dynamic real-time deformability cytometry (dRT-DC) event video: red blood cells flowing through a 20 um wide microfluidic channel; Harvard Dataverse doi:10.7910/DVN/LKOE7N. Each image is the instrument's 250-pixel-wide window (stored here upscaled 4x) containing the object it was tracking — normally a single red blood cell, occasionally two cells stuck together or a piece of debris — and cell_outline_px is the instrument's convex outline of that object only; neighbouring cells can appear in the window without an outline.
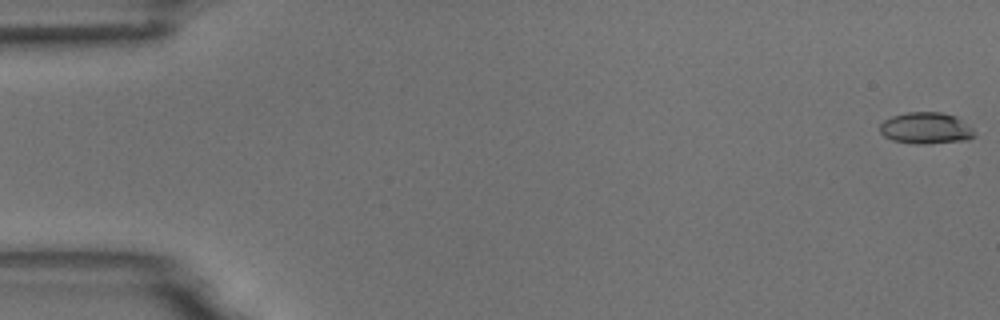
{"species": "common noctule bat (a hibernating species)", "species_latin": "Nyctalus noctula", "temperature_condition": "room temperature", "stored_images_in_passage": 5, "camera_frame_rate_fps": 3000, "um_per_image_px": 0.085, "animal": {"sex": "male", "body_mass_g": 18.8}, "frame": {"image": 1, "passage_image": 1, "time_ms": 0.0, "image_size_px": [1000, 320], "cell_outline_px": [[976, 136], [968, 140], [928, 144], [916, 144], [892, 140], [884, 136], [880, 132], [880, 124], [884, 120], [892, 116], [908, 112], [940, 112], [956, 116], [972, 128], [976, 132]], "centroid_in_image_um": [78.72, 10.9], "position_along_channel_um": 6.3, "area_um2": 17.51}}
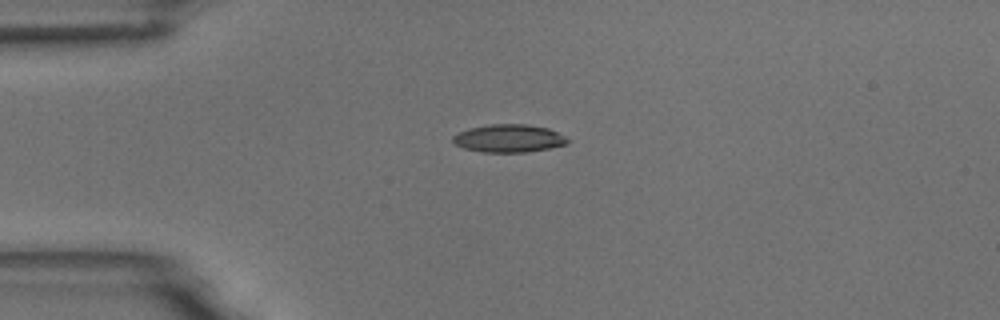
{"frame": {"image": 2, "passage_image": 4, "time_ms": 4.333, "image_size_px": [1000, 320], "cell_outline_px": [[572, 140], [568, 144], [548, 148], [524, 152], [484, 152], [464, 148], [456, 144], [452, 140], [452, 136], [468, 128], [492, 124], [528, 124], [548, 128]], "centroid_in_image_um": [43.27, 11.75], "position_along_channel_um": 41.7, "area_um2": 18.55}}